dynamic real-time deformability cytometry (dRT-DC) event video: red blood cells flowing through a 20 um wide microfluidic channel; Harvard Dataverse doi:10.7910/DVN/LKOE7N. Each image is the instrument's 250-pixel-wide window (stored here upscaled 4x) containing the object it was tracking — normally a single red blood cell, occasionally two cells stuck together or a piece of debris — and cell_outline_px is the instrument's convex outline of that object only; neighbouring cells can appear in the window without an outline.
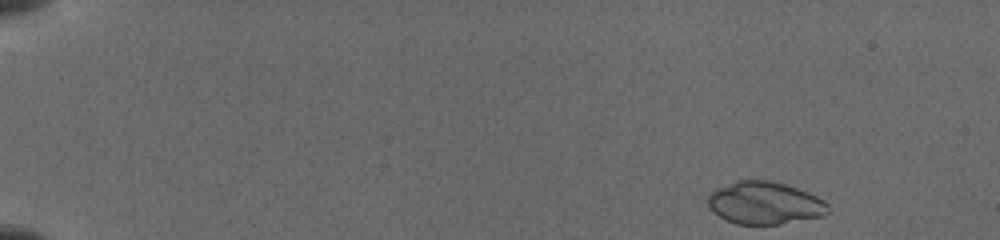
{"species": "common noctule bat (a hibernating species)", "species_latin": "Nyctalus noctula", "temperature_condition": "cold", "stored_images_in_passage": 6, "camera_frame_rate_fps": 3000, "um_per_image_px": 0.085, "animal": {"sex": "female", "body_mass_g": 19.5, "forearm_length_mm": 54.1}, "frame": {"image": 1, "passage_image": 1, "time_ms": 0.0, "image_size_px": [1000, 240], "cell_outline_px": [[828, 212], [824, 216], [780, 224], [736, 224], [720, 216], [708, 208], [708, 196], [716, 188], [736, 180], [768, 180], [784, 184], [808, 192], [824, 200], [828, 204]], "centroid_in_image_um": [65.0, 17.25], "position_along_channel_um": 20.0, "area_um2": 29.71}}
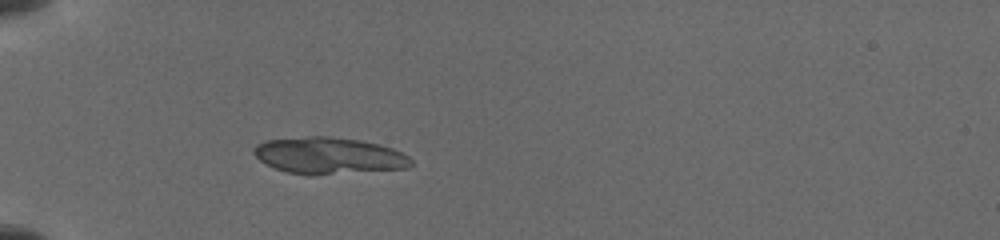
{"frame": {"image": 2, "passage_image": 6, "time_ms": 4.0, "image_size_px": [1000, 240], "cell_outline_px": [[412, 164], [408, 168], [312, 176], [288, 172], [264, 164], [252, 152], [252, 148], [256, 144], [268, 140], [304, 136], [328, 136], [360, 140], [380, 144], [392, 148], [408, 156], [412, 160]], "centroid_in_image_um": [27.93, 13.23], "position_along_channel_um": 57.1, "area_um2": 33.87}}